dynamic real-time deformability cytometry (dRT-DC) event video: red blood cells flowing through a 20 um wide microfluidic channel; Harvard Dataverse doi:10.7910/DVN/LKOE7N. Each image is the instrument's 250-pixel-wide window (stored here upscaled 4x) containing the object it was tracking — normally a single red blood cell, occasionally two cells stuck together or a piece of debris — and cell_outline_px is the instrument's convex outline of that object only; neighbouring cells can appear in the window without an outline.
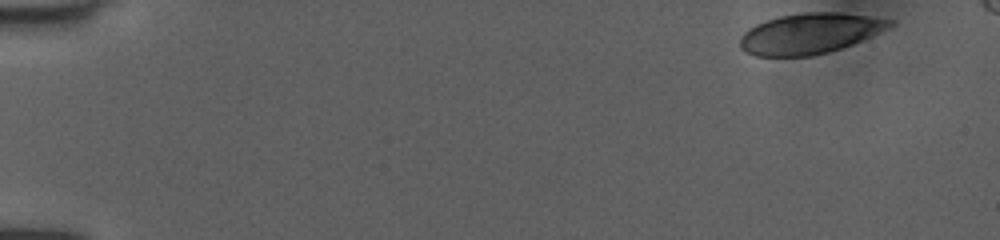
{"species": "human", "species_latin": "Homo sapiens", "temperature_condition": "room temperature", "stored_images_in_passage": 49, "camera_frame_rate_fps": 3000, "um_per_image_px": 0.085, "donor": {"sex": "female"}, "frame": {"image": 1, "passage_image": 1, "time_ms": 0.0, "image_size_px": [1000, 240], "cell_outline_px": [[896, 24], [852, 44], [828, 52], [812, 56], [756, 56], [744, 52], [740, 48], [740, 36], [748, 28], [756, 24], [780, 16], [804, 12], [836, 12], [896, 20]], "centroid_in_image_um": [68.8, 2.85], "position_along_channel_um": 16.2, "area_um2": 35.2}}
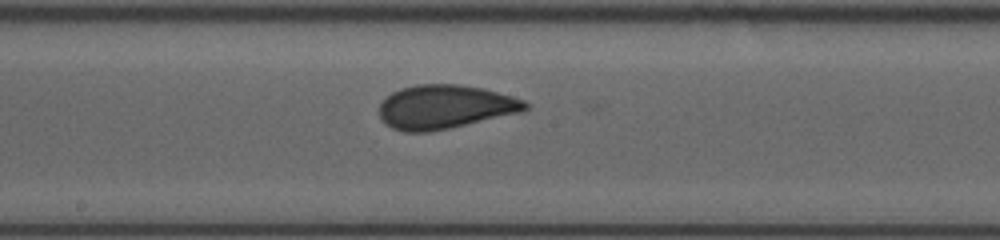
{"frame": {"image": 2, "passage_image": 26, "time_ms": 8.333, "image_size_px": [1000, 240], "cell_outline_px": [[528, 108], [524, 112], [448, 128], [428, 132], [404, 132], [392, 128], [384, 124], [380, 116], [380, 104], [392, 92], [400, 88], [416, 84], [460, 84], [484, 88], [512, 96], [524, 100], [528, 104]], "centroid_in_image_um": [37.83, 9.08], "position_along_channel_um": 210.4, "area_um2": 37.45}}
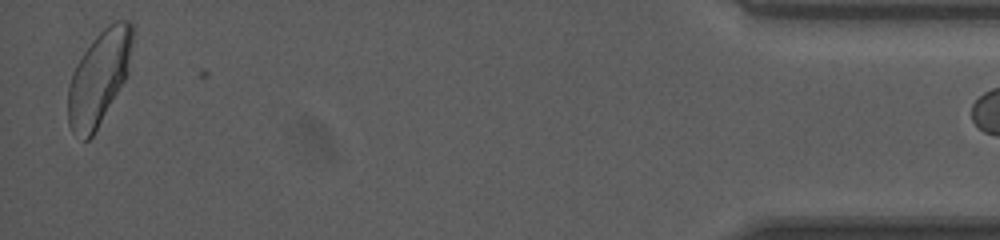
{"frame": {"image": 3, "passage_image": 48, "time_ms": 15.667, "image_size_px": [1000, 240], "cell_outline_px": [[132, 40], [128, 76], [92, 136], [88, 140], [84, 140], [72, 132], [68, 124], [68, 88], [72, 72], [76, 64], [92, 40], [108, 24], [116, 20], [132, 20]], "centroid_in_image_um": [8.42, 6.6], "position_along_channel_um": 426.8, "area_um2": 35.2}}